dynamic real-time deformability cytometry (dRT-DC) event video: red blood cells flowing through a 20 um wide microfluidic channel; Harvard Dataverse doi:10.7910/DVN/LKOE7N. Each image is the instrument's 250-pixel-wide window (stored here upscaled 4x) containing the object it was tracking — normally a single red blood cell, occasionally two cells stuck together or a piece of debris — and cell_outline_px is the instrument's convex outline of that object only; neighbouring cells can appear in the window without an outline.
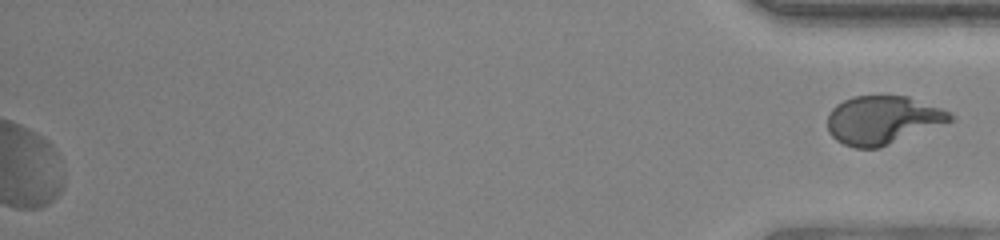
{"species": "human", "species_latin": "Homo sapiens", "temperature_condition": "warm", "stored_images_in_passage": 41, "segment_of_instrument_passage": [2, 2], "camera_frame_rate_fps": 3000, "um_per_image_px": 0.085, "donor": {"sex": "female"}, "frame": {"image": 1, "passage_image": 41, "time_ms": 13.333, "image_size_px": [1000, 240], "cell_outline_px": [[952, 120], [880, 148], [856, 148], [844, 144], [836, 140], [828, 132], [828, 116], [832, 108], [836, 104], [852, 96], [908, 96], [952, 112]], "centroid_in_image_um": [74.99, 10.2], "position_along_channel_um": 360.2, "area_um2": 34.33}}